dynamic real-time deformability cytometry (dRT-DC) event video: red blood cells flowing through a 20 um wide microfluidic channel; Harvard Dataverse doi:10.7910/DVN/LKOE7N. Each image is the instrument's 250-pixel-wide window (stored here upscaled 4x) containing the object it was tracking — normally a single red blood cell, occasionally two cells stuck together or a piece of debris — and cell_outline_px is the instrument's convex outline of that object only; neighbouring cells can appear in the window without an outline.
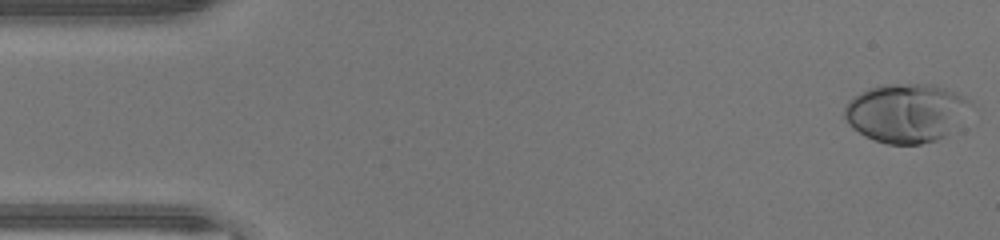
{"species": "human", "species_latin": "Homo sapiens", "temperature_condition": "warm", "stored_images_in_passage": 46, "camera_frame_rate_fps": 3000, "um_per_image_px": 0.085, "donor": {"sex": "male"}, "frame": {"image": 1, "passage_image": 1, "time_ms": 0.0, "image_size_px": [1000, 240], "cell_outline_px": [[972, 104], [956, 124], [944, 136], [936, 140], [920, 144], [888, 144], [864, 136], [852, 128], [848, 124], [844, 116], [844, 108], [848, 100], [852, 96], [868, 88], [884, 84], [932, 84], [968, 96], [972, 100]], "centroid_in_image_um": [76.98, 9.57], "position_along_channel_um": 8.0, "area_um2": 43.18}}
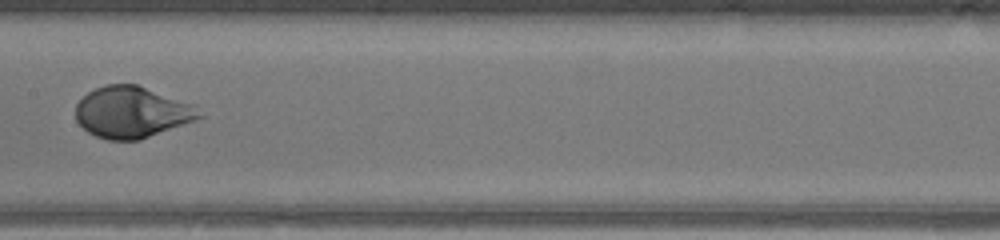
{"frame": {"image": 2, "passage_image": 23, "time_ms": 7.333, "image_size_px": [1000, 240], "cell_outline_px": [[204, 116], [196, 120], [140, 140], [108, 140], [96, 136], [88, 132], [76, 120], [76, 104], [88, 92], [104, 84], [136, 84], [192, 104]], "centroid_in_image_um": [11.19, 9.54], "position_along_channel_um": 196.2, "area_um2": 36.76}}
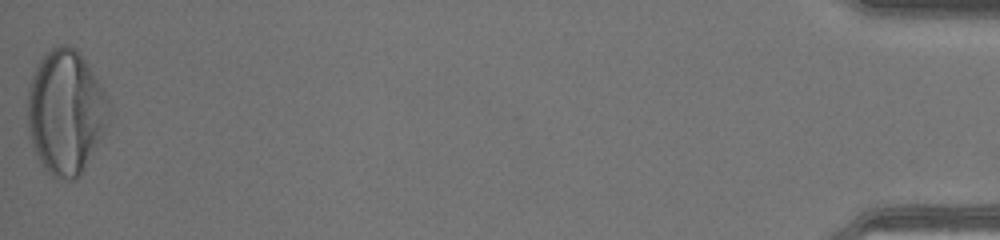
{"frame": {"image": 3, "passage_image": 46, "time_ms": 15.0, "image_size_px": [1000, 240], "cell_outline_px": [[108, 104], [104, 128], [100, 136], [80, 172], [72, 180], [52, 176], [40, 160], [32, 144], [28, 128], [28, 88], [32, 76], [40, 60], [52, 48], [60, 44], [64, 44], [72, 48], [84, 60], [108, 96]], "centroid_in_image_um": [5.54, 9.49], "position_along_channel_um": 429.7, "area_um2": 56.82}, "authors_computed_cell_mechanics": {"area_um2": 39.1884, "velocity_mm_per_s": 4.4711, "shape_relaxation_time_tau1_ms": 2.8342, "shape_relaxation_time_tau2_ms": null, "deformation_change_tau1": 0.2056, "deformation_change_tau2": null}}